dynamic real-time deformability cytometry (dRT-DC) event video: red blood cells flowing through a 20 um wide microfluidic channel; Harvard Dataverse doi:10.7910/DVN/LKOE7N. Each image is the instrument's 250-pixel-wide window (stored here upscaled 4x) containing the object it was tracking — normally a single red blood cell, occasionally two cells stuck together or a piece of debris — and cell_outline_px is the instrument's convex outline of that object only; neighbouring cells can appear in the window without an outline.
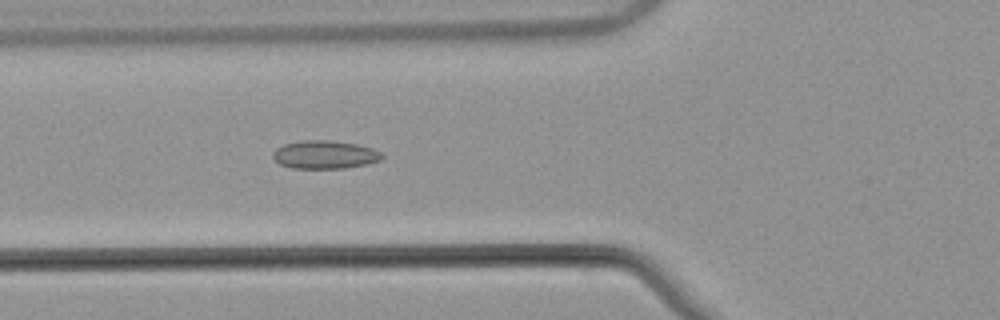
{"species": "common noctule bat (a hibernating species)", "species_latin": "Nyctalus noctula", "temperature_condition": "warm", "stored_images_in_passage": 45, "camera_frame_rate_fps": 3000, "um_per_image_px": 0.085, "animal": {"sex": "male", "body_mass_g": 21.5, "forearm_length_mm": 52.0}, "frame": {"image": 1, "passage_image": 12, "time_ms": 3.667, "image_size_px": [1000, 320], "cell_outline_px": [[384, 156], [380, 160], [364, 164], [344, 168], [292, 168], [280, 164], [272, 156], [272, 152], [276, 148], [284, 144], [304, 140], [328, 140], [356, 144], [372, 148], [380, 152]], "centroid_in_image_um": [27.58, 13.14], "position_along_channel_um": 98.2, "area_um2": 17.74}}
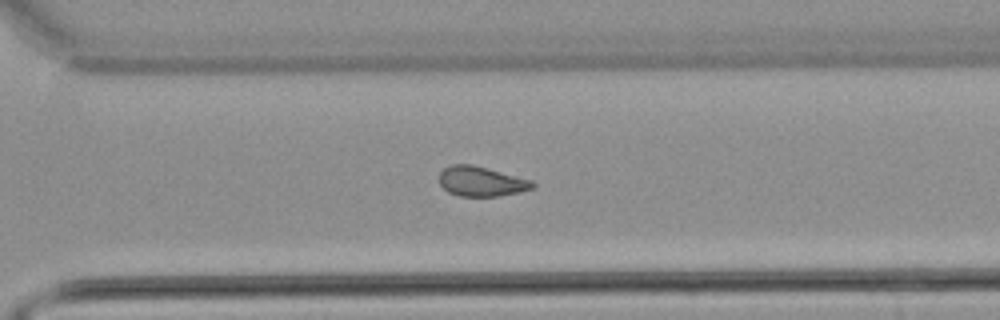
{"frame": {"image": 2, "passage_image": 30, "time_ms": 9.667, "image_size_px": [1000, 320], "cell_outline_px": [[536, 184], [532, 188], [520, 192], [496, 196], [460, 196], [448, 192], [440, 184], [440, 172], [444, 168], [452, 164], [472, 164], [532, 180]], "centroid_in_image_um": [40.9, 15.41], "position_along_channel_um": 329.7, "area_um2": 16.13}}
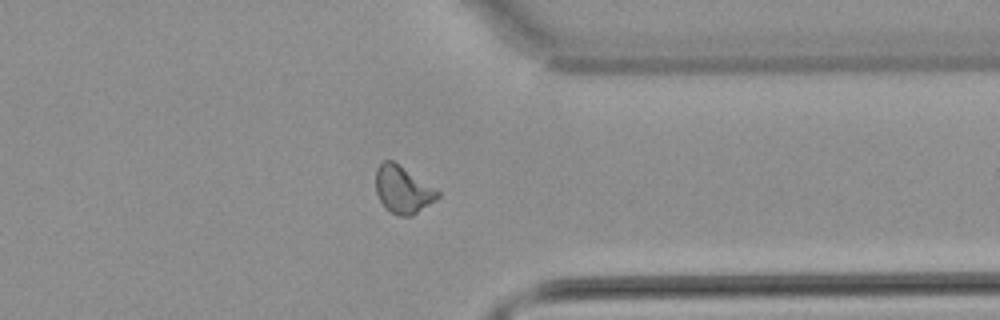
{"frame": {"image": 3, "passage_image": 34, "time_ms": 11.0, "image_size_px": [1000, 320], "cell_outline_px": [[440, 196], [436, 200], [412, 216], [400, 216], [392, 212], [380, 200], [376, 192], [376, 168], [384, 160], [392, 160], [440, 192]], "centroid_in_image_um": [34.24, 16.12], "position_along_channel_um": 377.2, "area_um2": 16.65}, "authors_computed_cell_mechanics": {"area_um2": 16.762, "velocity_mm_per_s": 3.8518, "shape_relaxation_time_tau1_ms": null, "shape_relaxation_time_tau2_ms": 2.4139, "deformation_change_tau1": null, "deformation_change_tau2": 0.0854}}